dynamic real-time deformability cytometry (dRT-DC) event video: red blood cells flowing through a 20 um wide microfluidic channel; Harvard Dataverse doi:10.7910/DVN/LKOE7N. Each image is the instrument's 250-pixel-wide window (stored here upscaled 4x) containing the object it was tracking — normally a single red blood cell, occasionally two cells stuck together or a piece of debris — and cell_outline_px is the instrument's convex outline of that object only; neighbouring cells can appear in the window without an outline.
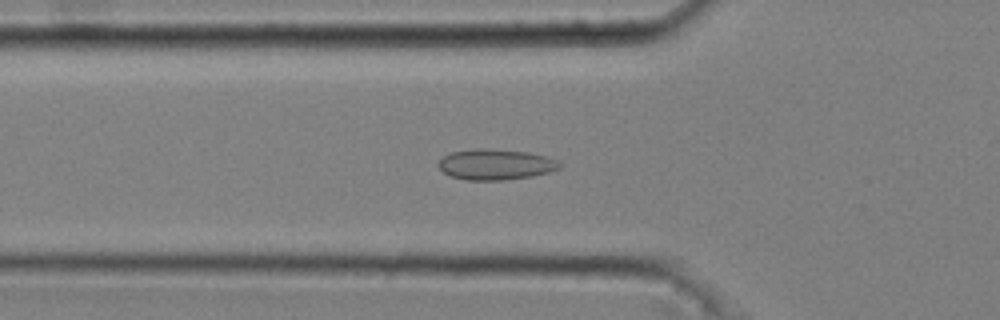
{"species": "common noctule bat (a hibernating species)", "species_latin": "Nyctalus noctula", "temperature_condition": "cold", "stored_images_in_passage": 52, "camera_frame_rate_fps": 3000, "um_per_image_px": 0.085, "animal": {"sex": "male", "body_mass_g": 20.4}, "frame": {"image": 1, "passage_image": 18, "time_ms": 5.667, "image_size_px": [1000, 320], "cell_outline_px": [[560, 168], [548, 172], [532, 176], [504, 180], [468, 180], [452, 176], [444, 172], [436, 164], [444, 156], [452, 152], [476, 148], [488, 148], [528, 152], [544, 156], [556, 160], [560, 164]], "centroid_in_image_um": [42.11, 13.97], "position_along_channel_um": 83.7, "area_um2": 21.5}}
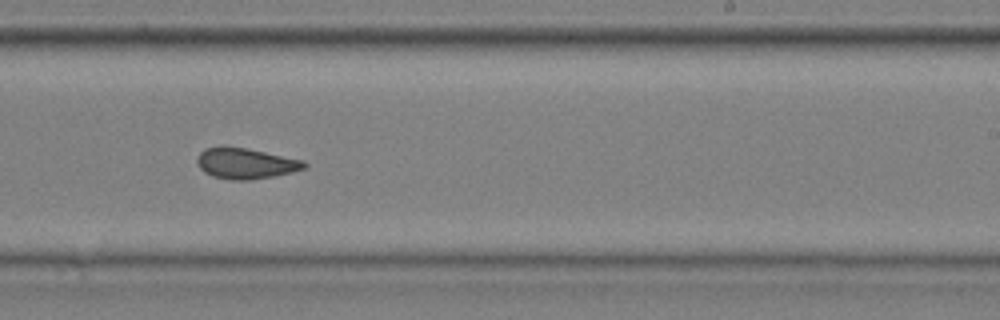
{"frame": {"image": 2, "passage_image": 33, "time_ms": 10.667, "image_size_px": [1000, 320], "cell_outline_px": [[308, 168], [292, 172], [272, 176], [248, 180], [232, 180], [212, 176], [204, 172], [200, 168], [196, 160], [200, 152], [204, 148], [220, 144], [224, 144], [304, 160], [308, 164]], "centroid_in_image_um": [20.85, 13.87], "position_along_channel_um": 268.1, "area_um2": 19.48}}
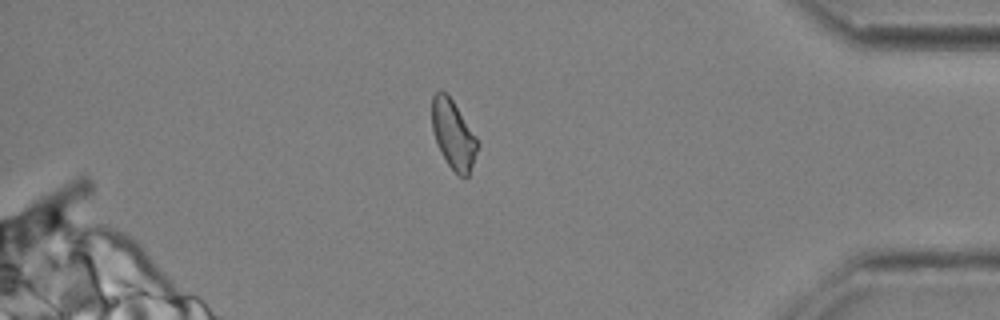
{"frame": {"image": 3, "passage_image": 46, "time_ms": 15.0, "image_size_px": [1000, 320], "cell_outline_px": [[480, 144], [468, 176], [460, 176], [448, 164], [440, 152], [436, 144], [432, 128], [432, 96], [440, 88], [452, 100], [476, 136]], "centroid_in_image_um": [38.52, 11.43], "position_along_channel_um": 396.7, "area_um2": 18.15}, "authors_computed_cell_mechanics": {"area_um2": 19.7387, "velocity_mm_per_s": 3.6872, "shape_relaxation_time_tau1_ms": null, "shape_relaxation_time_tau2_ms": 1.5289, "deformation_change_tau1": null, "deformation_change_tau2": 0.0819}}